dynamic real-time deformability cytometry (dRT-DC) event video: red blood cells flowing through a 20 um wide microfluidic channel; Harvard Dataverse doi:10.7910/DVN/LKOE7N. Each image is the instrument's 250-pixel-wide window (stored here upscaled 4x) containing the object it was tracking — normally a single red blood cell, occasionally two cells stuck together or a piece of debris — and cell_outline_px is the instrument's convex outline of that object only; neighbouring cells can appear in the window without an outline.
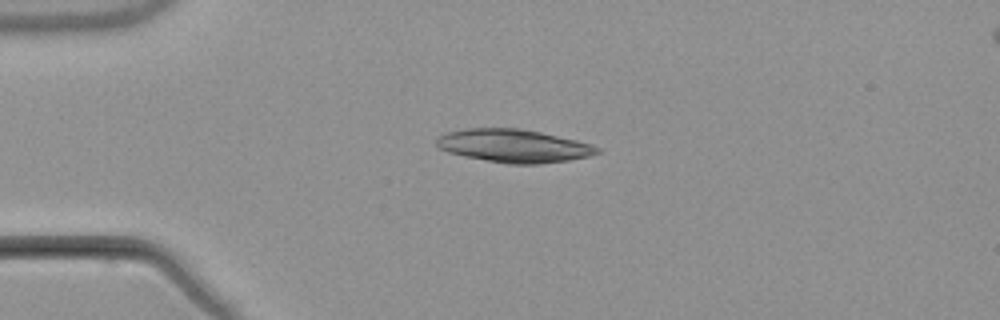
{"species": "common noctule bat (a hibernating species)", "species_latin": "Nyctalus noctula", "temperature_condition": "warm", "stored_images_in_passage": 5, "camera_frame_rate_fps": 3000, "um_per_image_px": 0.085, "animal": {"sex": "male", "body_mass_g": 21.5, "forearm_length_mm": 52.0}, "frame": {"image": 1, "passage_image": 3, "time_ms": 3.333, "image_size_px": [1000, 320], "cell_outline_px": [[604, 148], [600, 152], [588, 156], [568, 160], [536, 164], [508, 164], [464, 156], [448, 152], [440, 148], [436, 144], [436, 140], [440, 136], [448, 132], [468, 128], [520, 128], [540, 132], [576, 140], [592, 144]], "centroid_in_image_um": [43.7, 12.39], "position_along_channel_um": 41.3, "area_um2": 30.87}}